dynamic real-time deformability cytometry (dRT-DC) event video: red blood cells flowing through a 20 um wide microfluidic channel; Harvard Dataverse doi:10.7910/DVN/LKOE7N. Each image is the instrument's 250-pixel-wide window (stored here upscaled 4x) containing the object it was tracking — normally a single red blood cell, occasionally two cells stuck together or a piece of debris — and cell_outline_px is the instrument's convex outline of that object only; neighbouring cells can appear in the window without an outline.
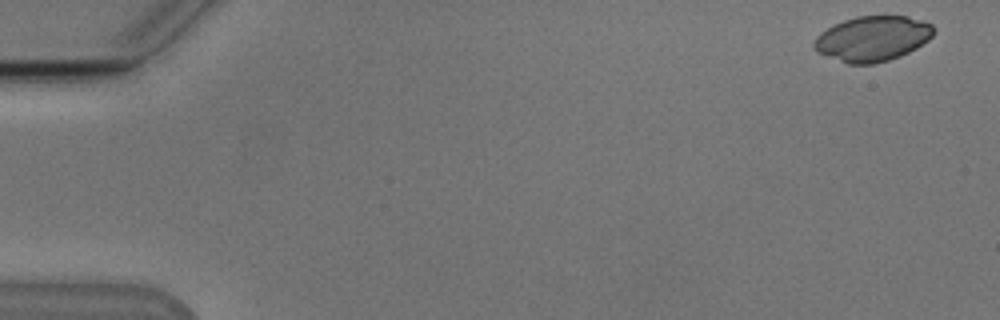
{"species": "Egyptian fruit bat (a non-hibernating species)", "species_latin": "Rousettus aegyptiacus", "temperature_condition": "cold", "stored_images_in_passage": 16, "camera_frame_rate_fps": 3000, "um_per_image_px": 0.085, "animal": {"sex": "male"}, "frame": {"image": 1, "passage_image": 1, "time_ms": 0.0, "image_size_px": [1000, 320], "cell_outline_px": [[936, 28], [932, 36], [928, 40], [916, 48], [900, 56], [888, 60], [872, 64], [848, 64], [816, 52], [812, 48], [812, 44], [816, 36], [820, 32], [844, 20], [856, 16], [908, 16], [932, 24]], "centroid_in_image_um": [74.15, 3.28], "position_along_channel_um": 10.9, "area_um2": 31.56}}